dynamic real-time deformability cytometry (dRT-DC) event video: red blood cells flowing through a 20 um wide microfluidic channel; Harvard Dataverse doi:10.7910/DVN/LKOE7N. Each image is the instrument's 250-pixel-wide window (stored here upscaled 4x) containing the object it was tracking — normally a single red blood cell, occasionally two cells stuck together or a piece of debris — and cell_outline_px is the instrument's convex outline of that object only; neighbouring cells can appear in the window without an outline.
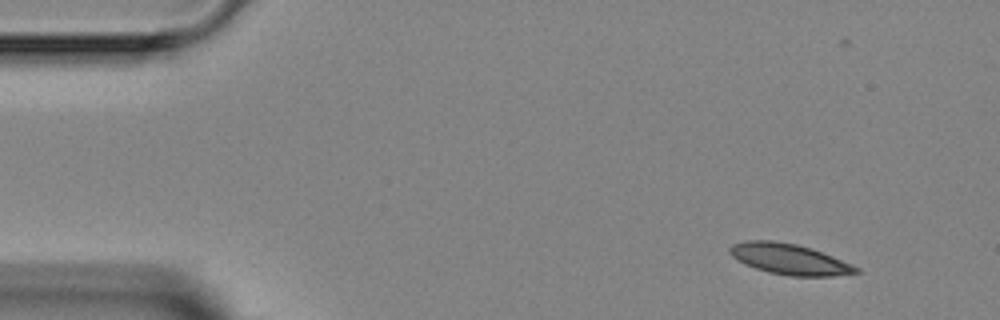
{"species": "Egyptian fruit bat (a non-hibernating species)", "species_latin": "Rousettus aegyptiacus", "temperature_condition": "room temperature", "stored_images_in_passage": 6, "camera_frame_rate_fps": 3000, "um_per_image_px": 0.085, "animal": {"sex": "female"}, "frame": {"image": 1, "passage_image": 1, "time_ms": 0.0, "image_size_px": [1000, 320], "cell_outline_px": [[860, 272], [832, 276], [792, 276], [768, 272], [744, 264], [732, 256], [728, 252], [728, 248], [732, 244], [748, 240], [772, 240], [796, 244], [812, 248], [852, 264], [860, 268]], "centroid_in_image_um": [67.08, 22.02], "position_along_channel_um": 17.9, "area_um2": 22.6}}
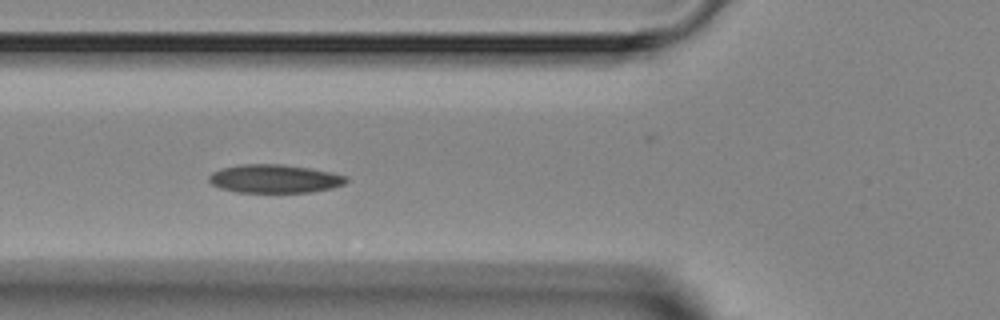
{"frame": {"image": 2, "passage_image": 5, "time_ms": 4.333, "image_size_px": [1000, 320], "cell_outline_px": [[348, 180], [344, 184], [332, 188], [312, 192], [236, 192], [220, 188], [212, 184], [208, 180], [208, 176], [212, 172], [224, 168], [240, 164], [280, 164], [308, 168], [332, 172], [348, 176]], "centroid_in_image_um": [23.35, 15.19], "position_along_channel_um": 102.4, "area_um2": 22.72}}
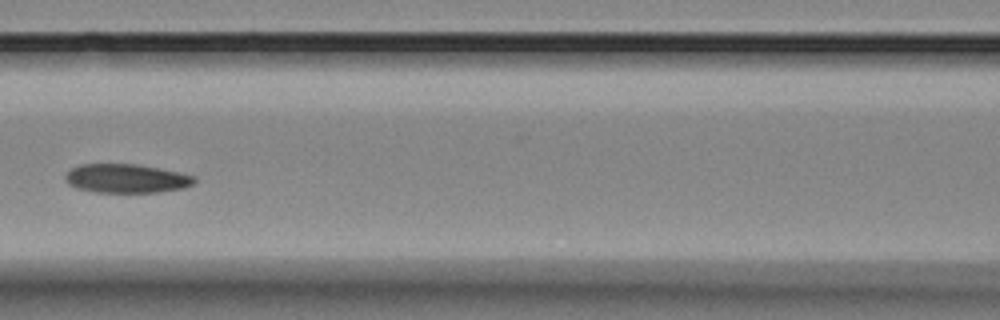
{"frame": {"image": 3, "passage_image": 6, "time_ms": 5.667, "image_size_px": [1000, 320], "cell_outline_px": [[196, 180], [192, 184], [184, 188], [160, 192], [96, 192], [76, 188], [68, 184], [64, 180], [64, 176], [72, 168], [80, 164], [136, 164], [160, 168], [196, 176]], "centroid_in_image_um": [10.74, 15.17], "position_along_channel_um": 155.9, "area_um2": 21.79}}